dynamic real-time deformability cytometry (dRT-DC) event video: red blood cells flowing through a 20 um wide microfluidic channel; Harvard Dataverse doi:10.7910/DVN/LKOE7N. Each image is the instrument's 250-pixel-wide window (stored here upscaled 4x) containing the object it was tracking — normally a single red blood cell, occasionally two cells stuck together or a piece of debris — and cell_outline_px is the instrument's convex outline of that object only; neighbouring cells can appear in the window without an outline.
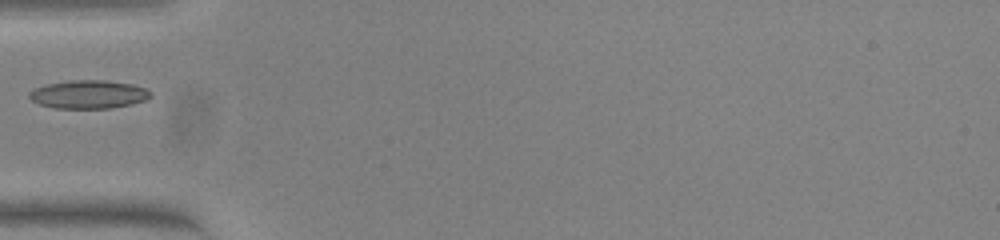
{"species": "common noctule bat (a hibernating species)", "species_latin": "Nyctalus noctula", "temperature_condition": "warm", "stored_images_in_passage": 35, "camera_frame_rate_fps": 3000, "um_per_image_px": 0.085, "animal": {"sex": "female", "body_mass_g": 23.0, "forearm_length_mm": 53.4}, "frame": {"image": 1, "passage_image": 1, "time_ms": 0.0, "image_size_px": [1000, 240], "cell_outline_px": [[152, 96], [144, 100], [132, 104], [108, 108], [56, 108], [40, 104], [32, 100], [28, 96], [28, 92], [36, 88], [48, 84], [72, 80], [108, 80], [132, 84], [144, 88], [152, 92]], "centroid_in_image_um": [7.55, 8.02], "position_along_channel_um": 77.5, "area_um2": 19.88}}